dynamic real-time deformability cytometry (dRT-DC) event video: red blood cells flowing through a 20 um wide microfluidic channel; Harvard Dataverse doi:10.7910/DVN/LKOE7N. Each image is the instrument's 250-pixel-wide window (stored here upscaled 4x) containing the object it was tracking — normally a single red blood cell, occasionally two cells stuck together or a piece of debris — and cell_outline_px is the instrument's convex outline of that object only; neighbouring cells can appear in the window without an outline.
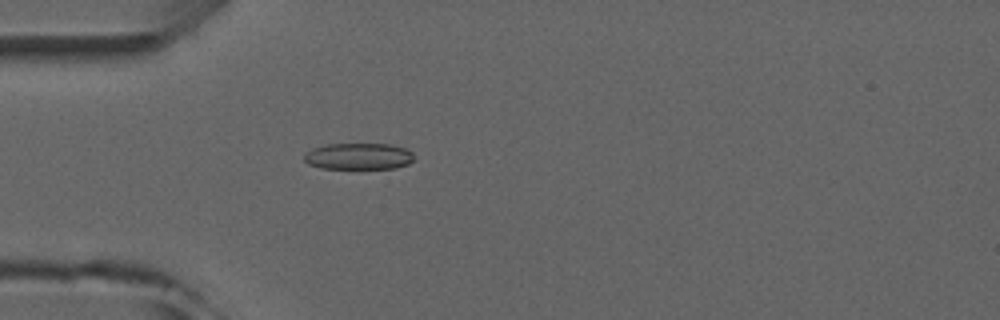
{"species": "common noctule bat (a hibernating species)", "species_latin": "Nyctalus noctula", "temperature_condition": "room temperature", "stored_images_in_passage": 2, "camera_frame_rate_fps": 3000, "um_per_image_px": 0.085, "animal": {"sex": "male", "forearm_length_mm": 52.5}, "frame": {"image": 1, "passage_image": 2, "time_ms": 1.333, "image_size_px": [1000, 320], "cell_outline_px": [[412, 160], [408, 164], [396, 168], [320, 168], [308, 164], [304, 160], [304, 152], [312, 148], [328, 144], [392, 144], [404, 148], [412, 152]], "centroid_in_image_um": [30.44, 13.28], "position_along_channel_um": 54.6, "area_um2": 16.94}}